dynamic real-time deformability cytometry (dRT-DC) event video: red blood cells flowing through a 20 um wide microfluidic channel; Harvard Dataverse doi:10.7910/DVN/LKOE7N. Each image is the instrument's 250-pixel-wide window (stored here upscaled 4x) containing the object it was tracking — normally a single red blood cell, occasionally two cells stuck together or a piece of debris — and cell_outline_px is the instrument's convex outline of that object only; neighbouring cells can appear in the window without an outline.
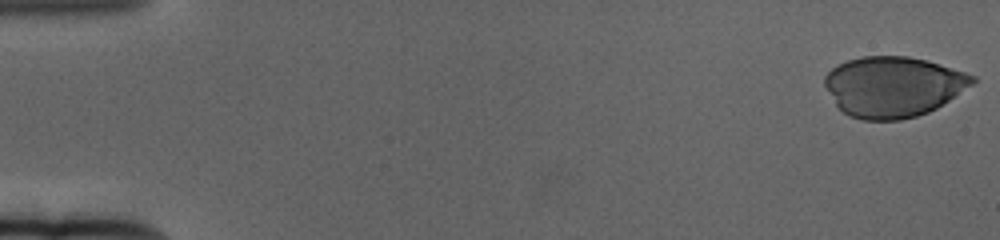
{"species": "human", "species_latin": "Homo sapiens", "temperature_condition": "cold", "stored_images_in_passage": 61, "camera_frame_rate_fps": 3000, "um_per_image_px": 0.085, "donor": {"sex": "female"}, "frame": {"image": 1, "passage_image": 1, "time_ms": 0.0, "image_size_px": [1000, 240], "cell_outline_px": [[976, 80], [972, 84], [936, 108], [928, 112], [916, 116], [900, 120], [864, 120], [848, 116], [836, 104], [824, 84], [824, 76], [836, 64], [848, 60], [864, 56], [908, 56], [940, 64], [976, 76]], "centroid_in_image_um": [75.89, 7.36], "position_along_channel_um": 9.1, "area_um2": 51.73}}
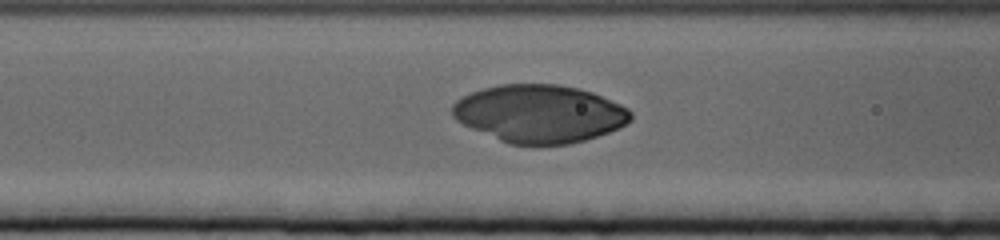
{"frame": {"image": 2, "passage_image": 25, "time_ms": 8.0, "image_size_px": [1000, 240], "cell_outline_px": [[632, 120], [628, 124], [620, 128], [584, 140], [568, 144], [508, 144], [472, 128], [456, 120], [452, 116], [452, 104], [456, 100], [472, 92], [484, 88], [500, 84], [560, 84], [592, 92], [620, 104], [628, 108], [632, 112]], "centroid_in_image_um": [45.87, 9.66], "position_along_channel_um": 120.7, "area_um2": 59.94}}
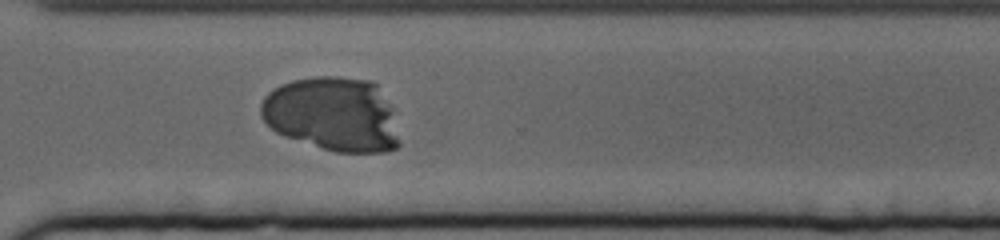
{"frame": {"image": 3, "passage_image": 45, "time_ms": 14.667, "image_size_px": [1000, 240], "cell_outline_px": [[400, 144], [396, 148], [388, 152], [336, 152], [284, 136], [276, 132], [260, 116], [260, 104], [264, 96], [268, 92], [280, 84], [292, 80], [316, 76], [336, 76], [372, 80], [376, 84], [392, 108], [400, 140]], "centroid_in_image_um": [28.27, 9.7], "position_along_channel_um": 342.3, "area_um2": 60.4}}